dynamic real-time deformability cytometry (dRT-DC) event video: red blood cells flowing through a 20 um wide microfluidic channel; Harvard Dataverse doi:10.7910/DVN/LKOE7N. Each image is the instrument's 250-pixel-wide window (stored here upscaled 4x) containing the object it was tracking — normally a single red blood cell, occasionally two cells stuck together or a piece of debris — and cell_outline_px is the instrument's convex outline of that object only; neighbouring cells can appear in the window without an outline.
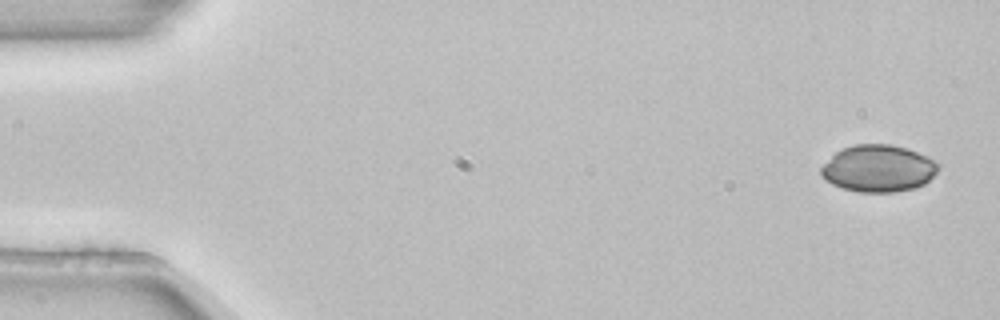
{"species": "common noctule bat (a hibernating species)", "species_latin": "Nyctalus noctula", "temperature_condition": "room temperature", "stored_images_in_passage": 4, "camera_frame_rate_fps": 3000, "um_per_image_px": 0.085, "animal": {"sex": "female", "body_mass_g": 22.7, "forearm_length_mm": 54.2}, "frame": {"image": 1, "passage_image": 1, "time_ms": 0.0, "image_size_px": [1000, 320], "cell_outline_px": [[940, 168], [924, 184], [912, 188], [896, 192], [860, 192], [844, 188], [832, 184], [824, 180], [820, 176], [820, 168], [840, 148], [856, 144], [892, 144], [908, 148], [940, 164]], "centroid_in_image_um": [74.63, 14.31], "position_along_channel_um": 10.4, "area_um2": 32.02}}